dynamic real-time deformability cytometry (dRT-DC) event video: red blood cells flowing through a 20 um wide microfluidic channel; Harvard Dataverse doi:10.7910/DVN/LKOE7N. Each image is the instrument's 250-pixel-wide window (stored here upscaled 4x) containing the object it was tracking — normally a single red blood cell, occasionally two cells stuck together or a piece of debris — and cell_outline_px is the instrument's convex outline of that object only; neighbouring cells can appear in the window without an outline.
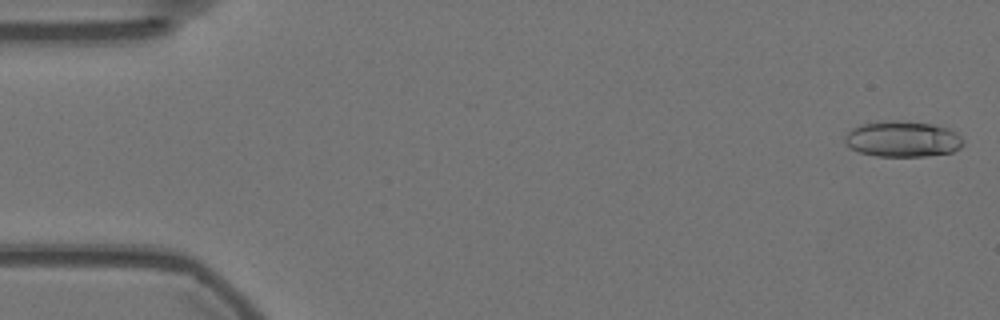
{"species": "Egyptian fruit bat (a non-hibernating species)", "species_latin": "Rousettus aegyptiacus", "temperature_condition": "warm", "stored_images_in_passage": 13, "camera_frame_rate_fps": 3000, "um_per_image_px": 0.085, "animal": {"sex": "female"}, "frame": {"image": 1, "passage_image": 1, "time_ms": 0.0, "image_size_px": [1000, 320], "cell_outline_px": [[964, 144], [960, 148], [952, 152], [924, 156], [876, 156], [860, 152], [844, 144], [844, 136], [852, 128], [860, 124], [884, 120], [900, 120], [932, 124], [948, 128], [956, 132], [964, 140]], "centroid_in_image_um": [76.71, 11.8], "position_along_channel_um": 8.3, "area_um2": 24.97}}